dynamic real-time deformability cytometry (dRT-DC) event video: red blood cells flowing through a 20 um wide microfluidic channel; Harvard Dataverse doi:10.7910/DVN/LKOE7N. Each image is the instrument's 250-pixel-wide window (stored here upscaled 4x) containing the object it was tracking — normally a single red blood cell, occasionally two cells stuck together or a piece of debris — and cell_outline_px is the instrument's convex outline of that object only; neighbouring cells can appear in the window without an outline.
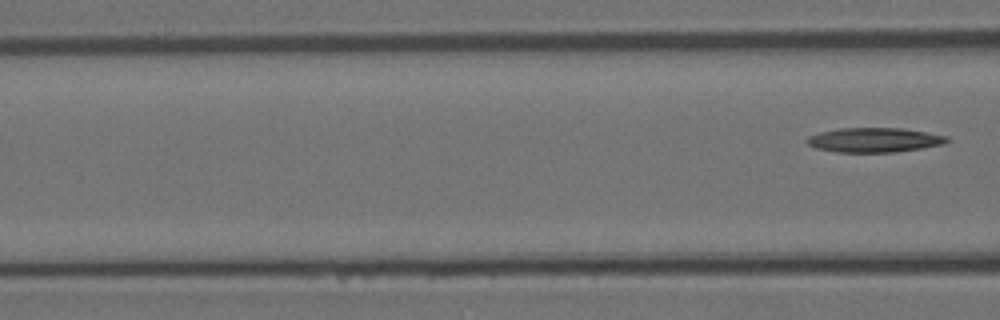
{"species": "Egyptian fruit bat (a non-hibernating species)", "species_latin": "Rousettus aegyptiacus", "temperature_condition": "room temperature", "stored_images_in_passage": 7, "segment_of_instrument_passage": [2, 2], "camera_frame_rate_fps": 3000, "um_per_image_px": 0.085, "animal": {"sex": "female"}, "frame": {"image": 1, "passage_image": 7, "time_ms": 2.0, "image_size_px": [1000, 320], "cell_outline_px": [[948, 140], [944, 144], [920, 148], [892, 152], [836, 152], [816, 148], [808, 144], [804, 140], [808, 136], [820, 132], [840, 128], [900, 128], [948, 136]], "centroid_in_image_um": [74.26, 11.9], "position_along_channel_um": 92.3, "area_um2": 19.83}}